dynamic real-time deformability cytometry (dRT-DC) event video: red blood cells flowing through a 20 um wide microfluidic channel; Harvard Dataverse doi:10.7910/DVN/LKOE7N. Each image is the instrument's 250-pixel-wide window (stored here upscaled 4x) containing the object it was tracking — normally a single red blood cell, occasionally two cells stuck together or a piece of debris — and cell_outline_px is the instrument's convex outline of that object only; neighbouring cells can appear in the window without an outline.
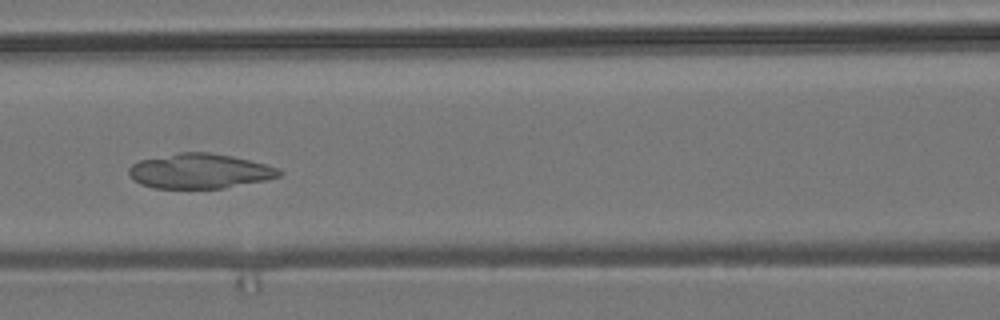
{"species": "common noctule bat (a hibernating species)", "species_latin": "Nyctalus noctula", "temperature_condition": "room temperature", "stored_images_in_passage": 8, "camera_frame_rate_fps": 3000, "um_per_image_px": 0.085, "animal": {"sex": "male", "body_mass_g": 19.2, "forearm_length_mm": 51.8}, "frame": {"image": 1, "passage_image": 7, "time_ms": 7.0, "image_size_px": [1000, 320], "cell_outline_px": [[284, 172], [280, 176], [264, 180], [224, 188], [152, 188], [140, 184], [128, 172], [128, 168], [132, 164], [140, 160], [180, 152], [208, 152], [232, 156], [280, 168]], "centroid_in_image_um": [16.98, 14.54], "position_along_channel_um": 149.6, "area_um2": 30.35}}
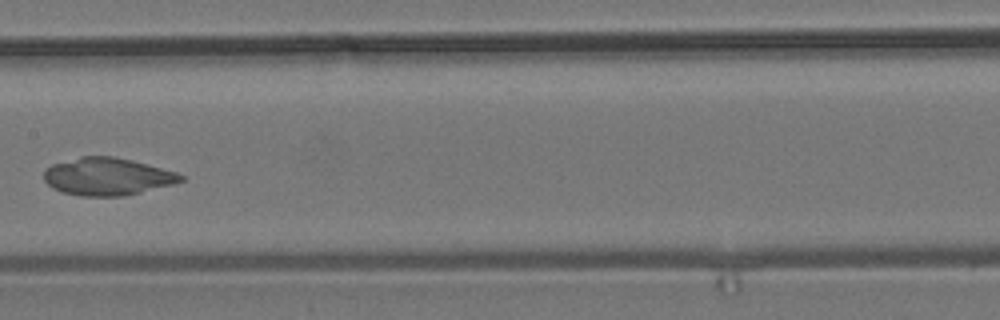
{"frame": {"image": 2, "passage_image": 8, "time_ms": 8.333, "image_size_px": [1000, 320], "cell_outline_px": [[184, 180], [172, 184], [124, 196], [80, 196], [60, 192], [52, 188], [44, 180], [44, 168], [52, 164], [80, 156], [112, 156], [132, 160], [176, 172], [184, 176]], "centroid_in_image_um": [9.07, 15.0], "position_along_channel_um": 198.3, "area_um2": 29.94}}